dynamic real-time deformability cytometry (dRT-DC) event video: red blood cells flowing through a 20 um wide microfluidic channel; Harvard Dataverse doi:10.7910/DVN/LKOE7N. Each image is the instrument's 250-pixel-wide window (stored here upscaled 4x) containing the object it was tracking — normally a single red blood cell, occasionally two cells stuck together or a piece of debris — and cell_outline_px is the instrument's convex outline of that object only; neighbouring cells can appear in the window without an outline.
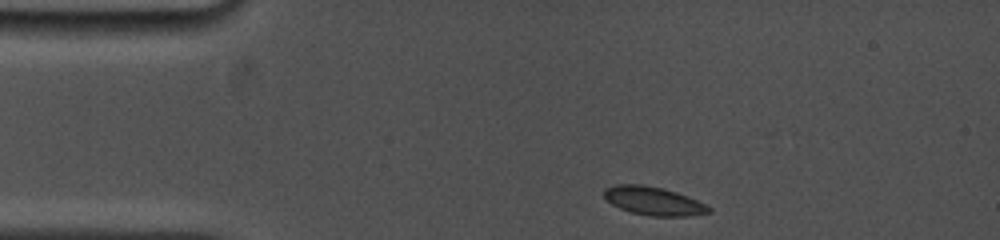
{"species": "common noctule bat (a hibernating species)", "species_latin": "Nyctalus noctula", "temperature_condition": "cold", "stored_images_in_passage": 13, "camera_frame_rate_fps": 5000, "um_per_image_px": 0.085, "animal": {"sex": "female", "body_mass_g": 19.0, "forearm_length_mm": 53.3}, "frame": {"image": 1, "passage_image": 1, "time_ms": 0.0, "image_size_px": [1000, 240], "cell_outline_px": [[712, 212], [692, 216], [652, 216], [632, 212], [620, 208], [612, 204], [604, 196], [604, 188], [612, 184], [644, 184], [676, 192], [688, 196], [712, 208]], "centroid_in_image_um": [55.55, 17.08], "position_along_channel_um": 29.4, "area_um2": 17.34}}
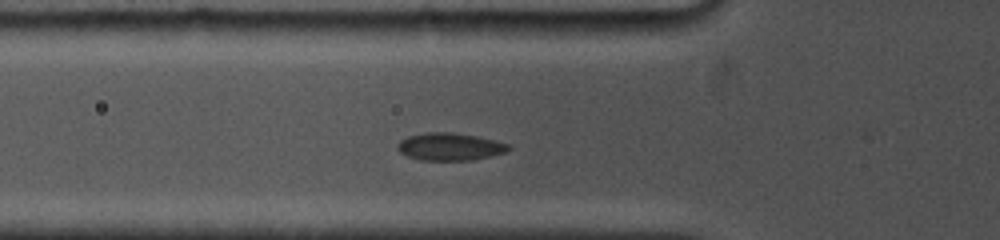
{"frame": {"image": 2, "passage_image": 8, "time_ms": 2.8, "image_size_px": [1000, 240], "cell_outline_px": [[512, 148], [508, 152], [472, 160], [420, 160], [408, 156], [400, 152], [396, 148], [400, 140], [408, 136], [428, 132], [452, 132], [480, 136], [496, 140], [508, 144]], "centroid_in_image_um": [38.28, 12.46], "position_along_channel_um": 87.5, "area_um2": 17.98}}
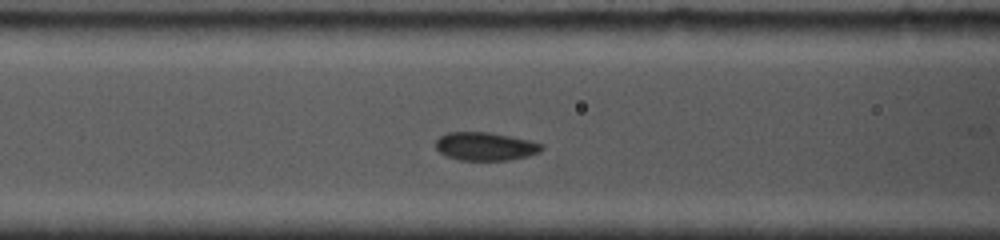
{"frame": {"image": 3, "passage_image": 11, "time_ms": 3.8, "image_size_px": [1000, 240], "cell_outline_px": [[544, 148], [540, 152], [528, 156], [508, 160], [460, 160], [448, 156], [440, 152], [436, 148], [436, 140], [440, 136], [448, 132], [488, 132], [528, 140], [544, 144]], "centroid_in_image_um": [41.27, 12.44], "position_along_channel_um": 125.3, "area_um2": 17.34}}